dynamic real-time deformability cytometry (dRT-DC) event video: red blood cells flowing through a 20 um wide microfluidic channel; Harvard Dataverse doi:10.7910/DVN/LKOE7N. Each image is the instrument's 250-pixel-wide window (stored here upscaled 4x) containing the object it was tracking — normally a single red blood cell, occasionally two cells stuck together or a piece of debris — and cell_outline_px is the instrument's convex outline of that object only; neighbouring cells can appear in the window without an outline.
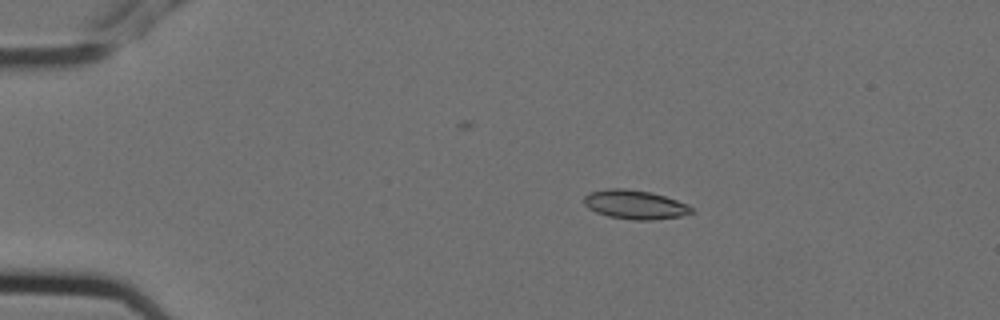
{"species": "Egyptian fruit bat (a non-hibernating species)", "species_latin": "Rousettus aegyptiacus", "temperature_condition": "cold", "stored_images_in_passage": 8, "camera_frame_rate_fps": 3000, "um_per_image_px": 0.085, "animal": {"sex": "female"}, "frame": {"image": 1, "passage_image": 4, "time_ms": 1.0, "image_size_px": [1000, 320], "cell_outline_px": [[692, 212], [680, 216], [652, 220], [632, 220], [608, 216], [596, 212], [588, 208], [584, 204], [584, 196], [588, 192], [608, 188], [624, 188], [652, 192], [676, 200], [692, 208]], "centroid_in_image_um": [53.9, 17.38], "position_along_channel_um": 31.1, "area_um2": 18.09}}
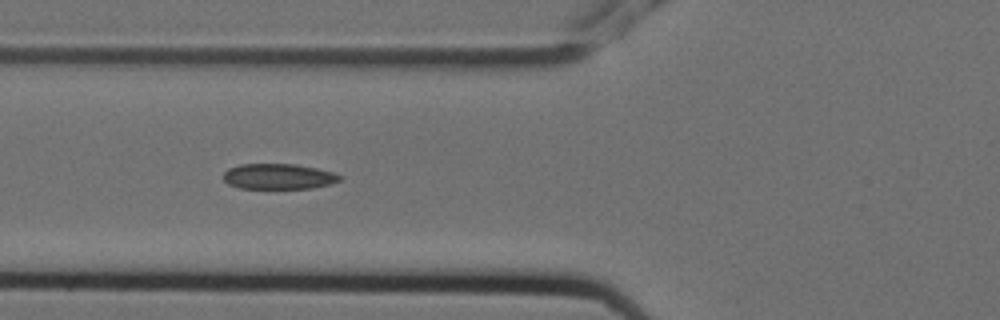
{"frame": {"image": 2, "passage_image": 7, "time_ms": 2.0, "image_size_px": [1000, 320], "cell_outline_px": [[340, 180], [332, 184], [312, 188], [240, 188], [228, 184], [224, 180], [224, 172], [228, 168], [240, 164], [296, 164], [316, 168], [332, 172], [340, 176]], "centroid_in_image_um": [23.66, 14.99], "position_along_channel_um": 102.1, "area_um2": 17.22}}
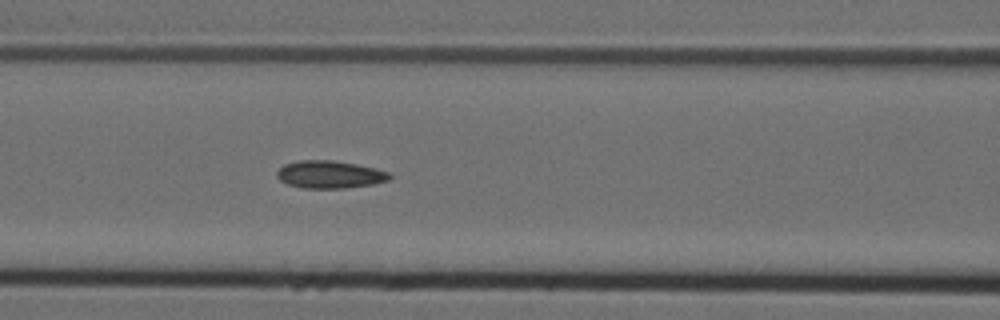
{"frame": {"image": 3, "passage_image": 8, "time_ms": 2.333, "image_size_px": [1000, 320], "cell_outline_px": [[392, 176], [388, 180], [372, 184], [344, 188], [304, 188], [288, 184], [280, 180], [276, 176], [276, 172], [284, 164], [300, 160], [332, 160], [356, 164], [376, 168], [388, 172]], "centroid_in_image_um": [28.01, 14.82], "position_along_channel_um": 138.6, "area_um2": 18.03}}